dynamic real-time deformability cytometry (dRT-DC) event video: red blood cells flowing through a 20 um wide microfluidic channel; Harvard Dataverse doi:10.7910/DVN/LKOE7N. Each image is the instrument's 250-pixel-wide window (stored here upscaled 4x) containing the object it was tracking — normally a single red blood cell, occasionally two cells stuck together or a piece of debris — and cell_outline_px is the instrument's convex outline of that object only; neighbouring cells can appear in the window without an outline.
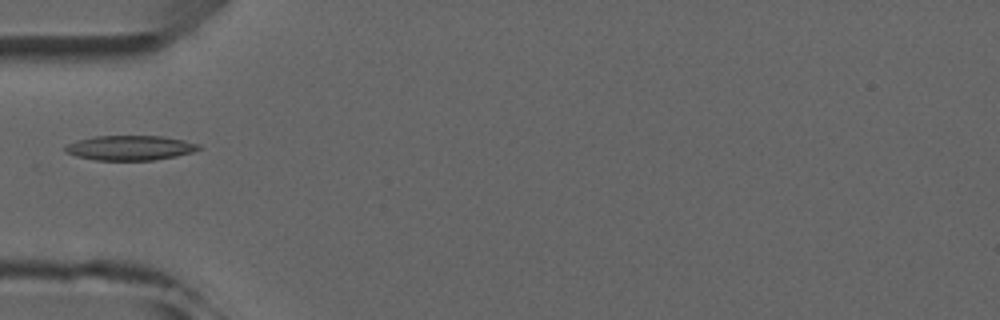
{"species": "common noctule bat (a hibernating species)", "species_latin": "Nyctalus noctula", "temperature_condition": "room temperature", "stored_images_in_passage": 6, "camera_frame_rate_fps": 3000, "um_per_image_px": 0.085, "animal": {"sex": "male", "forearm_length_mm": 52.5}, "frame": {"image": 1, "passage_image": 5, "time_ms": 4.667, "image_size_px": [1000, 320], "cell_outline_px": [[204, 148], [192, 152], [176, 156], [152, 160], [96, 160], [76, 156], [64, 152], [64, 148], [68, 144], [76, 140], [96, 136], [160, 136], [184, 140], [200, 144]], "centroid_in_image_um": [11.07, 12.56], "position_along_channel_um": 73.9, "area_um2": 19.31}}
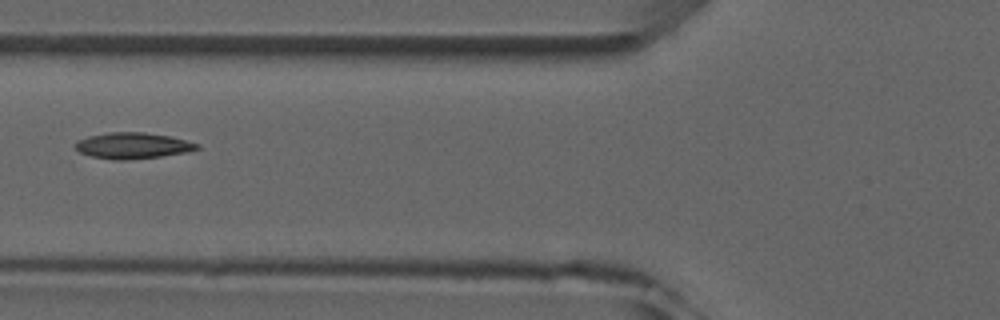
{"frame": {"image": 2, "passage_image": 6, "time_ms": 5.667, "image_size_px": [1000, 320], "cell_outline_px": [[200, 148], [188, 152], [160, 156], [124, 160], [112, 160], [92, 156], [80, 152], [76, 148], [76, 140], [88, 136], [108, 132], [144, 132], [172, 136], [200, 144]], "centroid_in_image_um": [11.3, 12.37], "position_along_channel_um": 114.5, "area_um2": 18.55}}